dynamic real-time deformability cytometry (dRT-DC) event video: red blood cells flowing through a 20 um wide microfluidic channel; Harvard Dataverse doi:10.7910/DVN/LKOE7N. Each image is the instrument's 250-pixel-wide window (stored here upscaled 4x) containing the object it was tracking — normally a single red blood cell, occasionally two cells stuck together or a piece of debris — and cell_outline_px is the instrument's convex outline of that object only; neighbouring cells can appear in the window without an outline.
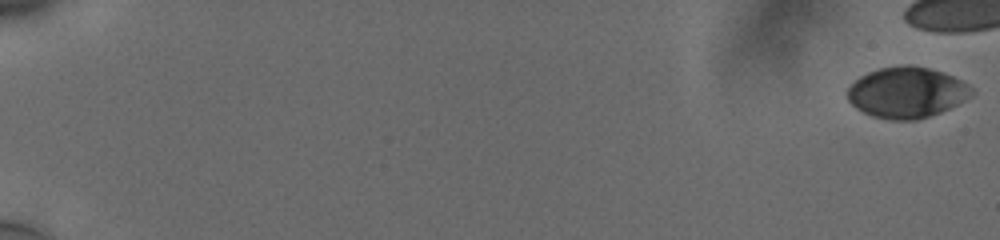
{"species": "human", "species_latin": "Homo sapiens", "temperature_condition": "cold", "stored_images_in_passage": 33, "camera_frame_rate_fps": 3000, "um_per_image_px": 0.085, "donor": {"sex": "male"}, "frame": {"image": 1, "passage_image": 1, "time_ms": 0.0, "image_size_px": [1000, 240], "cell_outline_px": [[976, 92], [972, 96], [940, 112], [916, 120], [892, 120], [872, 116], [856, 108], [848, 100], [848, 88], [860, 76], [868, 72], [880, 68], [900, 64], [912, 64], [928, 68], [952, 76], [968, 84]], "centroid_in_image_um": [77.07, 7.85], "position_along_channel_um": 7.9, "area_um2": 36.7}}
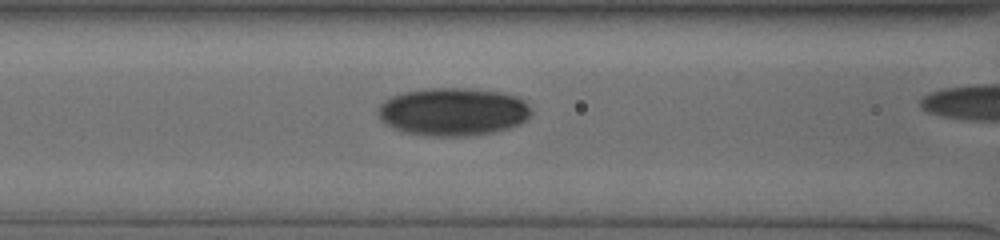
{"frame": {"image": 2, "passage_image": 28, "time_ms": 9.0, "image_size_px": [1000, 240], "cell_outline_px": [[532, 112], [520, 124], [508, 128], [492, 132], [472, 136], [428, 136], [404, 132], [384, 124], [376, 112], [376, 108], [384, 100], [392, 96], [404, 92], [428, 88], [468, 88], [500, 92], [516, 96], [524, 100], [528, 104]], "centroid_in_image_um": [38.47, 9.5], "position_along_channel_um": 128.1, "area_um2": 43.06}}
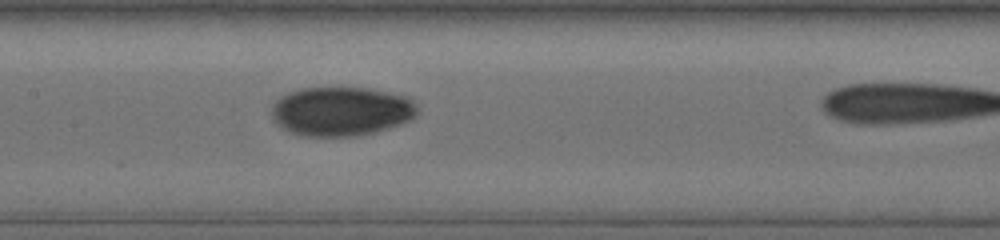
{"frame": {"image": 3, "passage_image": 32, "time_ms": 10.333, "image_size_px": [1000, 240], "cell_outline_px": [[416, 116], [412, 120], [388, 128], [372, 132], [348, 136], [304, 136], [292, 132], [284, 128], [276, 120], [272, 112], [272, 108], [276, 100], [280, 96], [288, 92], [300, 88], [368, 88], [408, 96], [416, 104]], "centroid_in_image_um": [29.04, 9.44], "position_along_channel_um": 178.4, "area_um2": 41.38}}